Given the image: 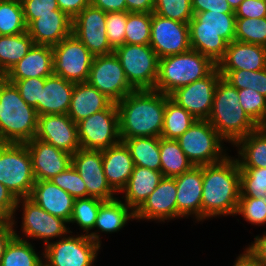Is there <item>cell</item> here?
<instances>
[{
    "label": "cell",
    "instance_id": "cell-1",
    "mask_svg": "<svg viewBox=\"0 0 266 266\" xmlns=\"http://www.w3.org/2000/svg\"><path fill=\"white\" fill-rule=\"evenodd\" d=\"M169 95L155 89L133 90L116 103L120 139L161 137Z\"/></svg>",
    "mask_w": 266,
    "mask_h": 266
},
{
    "label": "cell",
    "instance_id": "cell-2",
    "mask_svg": "<svg viewBox=\"0 0 266 266\" xmlns=\"http://www.w3.org/2000/svg\"><path fill=\"white\" fill-rule=\"evenodd\" d=\"M202 222L220 216H235L240 197V168L236 157L202 165Z\"/></svg>",
    "mask_w": 266,
    "mask_h": 266
},
{
    "label": "cell",
    "instance_id": "cell-3",
    "mask_svg": "<svg viewBox=\"0 0 266 266\" xmlns=\"http://www.w3.org/2000/svg\"><path fill=\"white\" fill-rule=\"evenodd\" d=\"M189 21L191 49L211 58L216 64L225 56L235 37V13L205 11L193 13Z\"/></svg>",
    "mask_w": 266,
    "mask_h": 266
},
{
    "label": "cell",
    "instance_id": "cell-4",
    "mask_svg": "<svg viewBox=\"0 0 266 266\" xmlns=\"http://www.w3.org/2000/svg\"><path fill=\"white\" fill-rule=\"evenodd\" d=\"M38 114L16 86L0 77V143L25 144L35 138Z\"/></svg>",
    "mask_w": 266,
    "mask_h": 266
},
{
    "label": "cell",
    "instance_id": "cell-5",
    "mask_svg": "<svg viewBox=\"0 0 266 266\" xmlns=\"http://www.w3.org/2000/svg\"><path fill=\"white\" fill-rule=\"evenodd\" d=\"M225 143L234 145L259 126L240 106L238 89L223 77L215 88L213 106L207 119Z\"/></svg>",
    "mask_w": 266,
    "mask_h": 266
},
{
    "label": "cell",
    "instance_id": "cell-6",
    "mask_svg": "<svg viewBox=\"0 0 266 266\" xmlns=\"http://www.w3.org/2000/svg\"><path fill=\"white\" fill-rule=\"evenodd\" d=\"M217 64L202 53L190 49L159 59L155 90L169 95L175 89L208 76Z\"/></svg>",
    "mask_w": 266,
    "mask_h": 266
},
{
    "label": "cell",
    "instance_id": "cell-7",
    "mask_svg": "<svg viewBox=\"0 0 266 266\" xmlns=\"http://www.w3.org/2000/svg\"><path fill=\"white\" fill-rule=\"evenodd\" d=\"M19 208H21L20 211L23 210L21 215L22 234L17 233L18 231L15 229L18 224L16 221V212L19 211ZM11 224L13 226L15 237L28 241H30V239L41 240L43 241L42 246L44 247L50 242H53L54 238L57 240V238H64L69 233H73V231L70 230L71 227H69L67 221L49 214L30 198L17 199L15 213L12 216Z\"/></svg>",
    "mask_w": 266,
    "mask_h": 266
},
{
    "label": "cell",
    "instance_id": "cell-8",
    "mask_svg": "<svg viewBox=\"0 0 266 266\" xmlns=\"http://www.w3.org/2000/svg\"><path fill=\"white\" fill-rule=\"evenodd\" d=\"M36 180L26 144L0 143V183L16 198H28Z\"/></svg>",
    "mask_w": 266,
    "mask_h": 266
},
{
    "label": "cell",
    "instance_id": "cell-9",
    "mask_svg": "<svg viewBox=\"0 0 266 266\" xmlns=\"http://www.w3.org/2000/svg\"><path fill=\"white\" fill-rule=\"evenodd\" d=\"M176 140L194 166L214 164L229 155L225 141L208 120H196Z\"/></svg>",
    "mask_w": 266,
    "mask_h": 266
},
{
    "label": "cell",
    "instance_id": "cell-10",
    "mask_svg": "<svg viewBox=\"0 0 266 266\" xmlns=\"http://www.w3.org/2000/svg\"><path fill=\"white\" fill-rule=\"evenodd\" d=\"M134 90L155 89L159 72V57L149 44H124L114 49Z\"/></svg>",
    "mask_w": 266,
    "mask_h": 266
},
{
    "label": "cell",
    "instance_id": "cell-11",
    "mask_svg": "<svg viewBox=\"0 0 266 266\" xmlns=\"http://www.w3.org/2000/svg\"><path fill=\"white\" fill-rule=\"evenodd\" d=\"M69 233L43 249V261L49 266H95L102 249L87 235Z\"/></svg>",
    "mask_w": 266,
    "mask_h": 266
},
{
    "label": "cell",
    "instance_id": "cell-12",
    "mask_svg": "<svg viewBox=\"0 0 266 266\" xmlns=\"http://www.w3.org/2000/svg\"><path fill=\"white\" fill-rule=\"evenodd\" d=\"M80 147L87 150H104L121 141L119 115L116 103L77 123Z\"/></svg>",
    "mask_w": 266,
    "mask_h": 266
},
{
    "label": "cell",
    "instance_id": "cell-13",
    "mask_svg": "<svg viewBox=\"0 0 266 266\" xmlns=\"http://www.w3.org/2000/svg\"><path fill=\"white\" fill-rule=\"evenodd\" d=\"M53 74L73 83L87 82L94 55L73 34L52 47Z\"/></svg>",
    "mask_w": 266,
    "mask_h": 266
},
{
    "label": "cell",
    "instance_id": "cell-14",
    "mask_svg": "<svg viewBox=\"0 0 266 266\" xmlns=\"http://www.w3.org/2000/svg\"><path fill=\"white\" fill-rule=\"evenodd\" d=\"M87 82L113 103H118L134 90L114 52L94 56Z\"/></svg>",
    "mask_w": 266,
    "mask_h": 266
},
{
    "label": "cell",
    "instance_id": "cell-15",
    "mask_svg": "<svg viewBox=\"0 0 266 266\" xmlns=\"http://www.w3.org/2000/svg\"><path fill=\"white\" fill-rule=\"evenodd\" d=\"M220 77L221 74L216 67L208 76L175 89L169 97L197 120H207L212 110L214 92Z\"/></svg>",
    "mask_w": 266,
    "mask_h": 266
},
{
    "label": "cell",
    "instance_id": "cell-16",
    "mask_svg": "<svg viewBox=\"0 0 266 266\" xmlns=\"http://www.w3.org/2000/svg\"><path fill=\"white\" fill-rule=\"evenodd\" d=\"M150 47L159 59L191 49L189 25L152 13Z\"/></svg>",
    "mask_w": 266,
    "mask_h": 266
},
{
    "label": "cell",
    "instance_id": "cell-17",
    "mask_svg": "<svg viewBox=\"0 0 266 266\" xmlns=\"http://www.w3.org/2000/svg\"><path fill=\"white\" fill-rule=\"evenodd\" d=\"M72 34L94 55L114 52L106 34V12L91 4L72 19Z\"/></svg>",
    "mask_w": 266,
    "mask_h": 266
},
{
    "label": "cell",
    "instance_id": "cell-18",
    "mask_svg": "<svg viewBox=\"0 0 266 266\" xmlns=\"http://www.w3.org/2000/svg\"><path fill=\"white\" fill-rule=\"evenodd\" d=\"M71 165L79 173L86 184L87 197L103 201L117 197L110 187L104 174L102 150H87L79 148L71 158Z\"/></svg>",
    "mask_w": 266,
    "mask_h": 266
},
{
    "label": "cell",
    "instance_id": "cell-19",
    "mask_svg": "<svg viewBox=\"0 0 266 266\" xmlns=\"http://www.w3.org/2000/svg\"><path fill=\"white\" fill-rule=\"evenodd\" d=\"M35 138L70 154L80 147L77 124L68 114H46L38 116Z\"/></svg>",
    "mask_w": 266,
    "mask_h": 266
},
{
    "label": "cell",
    "instance_id": "cell-20",
    "mask_svg": "<svg viewBox=\"0 0 266 266\" xmlns=\"http://www.w3.org/2000/svg\"><path fill=\"white\" fill-rule=\"evenodd\" d=\"M177 188L175 178L163 177L154 192L135 211L138 221H165L177 219Z\"/></svg>",
    "mask_w": 266,
    "mask_h": 266
},
{
    "label": "cell",
    "instance_id": "cell-21",
    "mask_svg": "<svg viewBox=\"0 0 266 266\" xmlns=\"http://www.w3.org/2000/svg\"><path fill=\"white\" fill-rule=\"evenodd\" d=\"M177 188V218L193 217L202 221L203 174L202 165L174 177Z\"/></svg>",
    "mask_w": 266,
    "mask_h": 266
},
{
    "label": "cell",
    "instance_id": "cell-22",
    "mask_svg": "<svg viewBox=\"0 0 266 266\" xmlns=\"http://www.w3.org/2000/svg\"><path fill=\"white\" fill-rule=\"evenodd\" d=\"M32 160L36 181L50 180L71 166L72 154L33 138L25 143Z\"/></svg>",
    "mask_w": 266,
    "mask_h": 266
},
{
    "label": "cell",
    "instance_id": "cell-23",
    "mask_svg": "<svg viewBox=\"0 0 266 266\" xmlns=\"http://www.w3.org/2000/svg\"><path fill=\"white\" fill-rule=\"evenodd\" d=\"M27 32L34 44L53 47L72 34V19L60 9L54 10L53 14L39 15Z\"/></svg>",
    "mask_w": 266,
    "mask_h": 266
},
{
    "label": "cell",
    "instance_id": "cell-24",
    "mask_svg": "<svg viewBox=\"0 0 266 266\" xmlns=\"http://www.w3.org/2000/svg\"><path fill=\"white\" fill-rule=\"evenodd\" d=\"M135 219V211L127 206L119 197L103 201L98 210L94 231L87 236L102 246L101 234H112L122 230L129 221ZM101 233V234H100Z\"/></svg>",
    "mask_w": 266,
    "mask_h": 266
},
{
    "label": "cell",
    "instance_id": "cell-25",
    "mask_svg": "<svg viewBox=\"0 0 266 266\" xmlns=\"http://www.w3.org/2000/svg\"><path fill=\"white\" fill-rule=\"evenodd\" d=\"M53 74V50L51 46L37 45L17 62L3 77L7 81L27 78H46Z\"/></svg>",
    "mask_w": 266,
    "mask_h": 266
},
{
    "label": "cell",
    "instance_id": "cell-26",
    "mask_svg": "<svg viewBox=\"0 0 266 266\" xmlns=\"http://www.w3.org/2000/svg\"><path fill=\"white\" fill-rule=\"evenodd\" d=\"M102 162L110 187L121 194L134 169V161L123 141L102 150Z\"/></svg>",
    "mask_w": 266,
    "mask_h": 266
},
{
    "label": "cell",
    "instance_id": "cell-27",
    "mask_svg": "<svg viewBox=\"0 0 266 266\" xmlns=\"http://www.w3.org/2000/svg\"><path fill=\"white\" fill-rule=\"evenodd\" d=\"M219 70L259 71L266 68L265 47L236 40L228 43L225 56L218 62Z\"/></svg>",
    "mask_w": 266,
    "mask_h": 266
},
{
    "label": "cell",
    "instance_id": "cell-28",
    "mask_svg": "<svg viewBox=\"0 0 266 266\" xmlns=\"http://www.w3.org/2000/svg\"><path fill=\"white\" fill-rule=\"evenodd\" d=\"M28 198L49 214L69 223L75 199L51 181H36Z\"/></svg>",
    "mask_w": 266,
    "mask_h": 266
},
{
    "label": "cell",
    "instance_id": "cell-29",
    "mask_svg": "<svg viewBox=\"0 0 266 266\" xmlns=\"http://www.w3.org/2000/svg\"><path fill=\"white\" fill-rule=\"evenodd\" d=\"M75 83L52 74L46 77L41 87L39 116L46 114H67Z\"/></svg>",
    "mask_w": 266,
    "mask_h": 266
},
{
    "label": "cell",
    "instance_id": "cell-30",
    "mask_svg": "<svg viewBox=\"0 0 266 266\" xmlns=\"http://www.w3.org/2000/svg\"><path fill=\"white\" fill-rule=\"evenodd\" d=\"M112 101L88 82L75 83L68 116L77 124L88 116L106 109Z\"/></svg>",
    "mask_w": 266,
    "mask_h": 266
},
{
    "label": "cell",
    "instance_id": "cell-31",
    "mask_svg": "<svg viewBox=\"0 0 266 266\" xmlns=\"http://www.w3.org/2000/svg\"><path fill=\"white\" fill-rule=\"evenodd\" d=\"M161 171L134 166L127 185L121 191L122 201L136 211L151 195L163 179Z\"/></svg>",
    "mask_w": 266,
    "mask_h": 266
},
{
    "label": "cell",
    "instance_id": "cell-32",
    "mask_svg": "<svg viewBox=\"0 0 266 266\" xmlns=\"http://www.w3.org/2000/svg\"><path fill=\"white\" fill-rule=\"evenodd\" d=\"M239 168H266V131L258 127L233 146Z\"/></svg>",
    "mask_w": 266,
    "mask_h": 266
},
{
    "label": "cell",
    "instance_id": "cell-33",
    "mask_svg": "<svg viewBox=\"0 0 266 266\" xmlns=\"http://www.w3.org/2000/svg\"><path fill=\"white\" fill-rule=\"evenodd\" d=\"M123 142L130 151L135 166L161 171L160 137H134Z\"/></svg>",
    "mask_w": 266,
    "mask_h": 266
},
{
    "label": "cell",
    "instance_id": "cell-34",
    "mask_svg": "<svg viewBox=\"0 0 266 266\" xmlns=\"http://www.w3.org/2000/svg\"><path fill=\"white\" fill-rule=\"evenodd\" d=\"M29 33L0 35V77L19 62L33 46Z\"/></svg>",
    "mask_w": 266,
    "mask_h": 266
},
{
    "label": "cell",
    "instance_id": "cell-35",
    "mask_svg": "<svg viewBox=\"0 0 266 266\" xmlns=\"http://www.w3.org/2000/svg\"><path fill=\"white\" fill-rule=\"evenodd\" d=\"M161 173L174 178L190 170L194 165L187 158L177 140L160 137Z\"/></svg>",
    "mask_w": 266,
    "mask_h": 266
},
{
    "label": "cell",
    "instance_id": "cell-36",
    "mask_svg": "<svg viewBox=\"0 0 266 266\" xmlns=\"http://www.w3.org/2000/svg\"><path fill=\"white\" fill-rule=\"evenodd\" d=\"M41 252H37L34 243L14 236L6 246L0 266H39L43 262Z\"/></svg>",
    "mask_w": 266,
    "mask_h": 266
},
{
    "label": "cell",
    "instance_id": "cell-37",
    "mask_svg": "<svg viewBox=\"0 0 266 266\" xmlns=\"http://www.w3.org/2000/svg\"><path fill=\"white\" fill-rule=\"evenodd\" d=\"M197 119L170 98L166 101L161 137L178 139Z\"/></svg>",
    "mask_w": 266,
    "mask_h": 266
},
{
    "label": "cell",
    "instance_id": "cell-38",
    "mask_svg": "<svg viewBox=\"0 0 266 266\" xmlns=\"http://www.w3.org/2000/svg\"><path fill=\"white\" fill-rule=\"evenodd\" d=\"M27 31L20 0H0V35H16Z\"/></svg>",
    "mask_w": 266,
    "mask_h": 266
},
{
    "label": "cell",
    "instance_id": "cell-39",
    "mask_svg": "<svg viewBox=\"0 0 266 266\" xmlns=\"http://www.w3.org/2000/svg\"><path fill=\"white\" fill-rule=\"evenodd\" d=\"M103 200L93 197L76 198L73 204V211L70 223L79 227V230H83L82 234L88 235L91 230H94V226L97 219L98 210ZM81 228V229H80Z\"/></svg>",
    "mask_w": 266,
    "mask_h": 266
},
{
    "label": "cell",
    "instance_id": "cell-40",
    "mask_svg": "<svg viewBox=\"0 0 266 266\" xmlns=\"http://www.w3.org/2000/svg\"><path fill=\"white\" fill-rule=\"evenodd\" d=\"M221 77L234 88L241 90L250 88L266 97V68L259 71L219 70Z\"/></svg>",
    "mask_w": 266,
    "mask_h": 266
},
{
    "label": "cell",
    "instance_id": "cell-41",
    "mask_svg": "<svg viewBox=\"0 0 266 266\" xmlns=\"http://www.w3.org/2000/svg\"><path fill=\"white\" fill-rule=\"evenodd\" d=\"M152 13L127 12L125 43L146 45L150 43Z\"/></svg>",
    "mask_w": 266,
    "mask_h": 266
},
{
    "label": "cell",
    "instance_id": "cell-42",
    "mask_svg": "<svg viewBox=\"0 0 266 266\" xmlns=\"http://www.w3.org/2000/svg\"><path fill=\"white\" fill-rule=\"evenodd\" d=\"M234 40L266 47V17L236 18Z\"/></svg>",
    "mask_w": 266,
    "mask_h": 266
},
{
    "label": "cell",
    "instance_id": "cell-43",
    "mask_svg": "<svg viewBox=\"0 0 266 266\" xmlns=\"http://www.w3.org/2000/svg\"><path fill=\"white\" fill-rule=\"evenodd\" d=\"M266 197V168H240V197Z\"/></svg>",
    "mask_w": 266,
    "mask_h": 266
},
{
    "label": "cell",
    "instance_id": "cell-44",
    "mask_svg": "<svg viewBox=\"0 0 266 266\" xmlns=\"http://www.w3.org/2000/svg\"><path fill=\"white\" fill-rule=\"evenodd\" d=\"M153 13L181 23H189L194 15L191 0H155Z\"/></svg>",
    "mask_w": 266,
    "mask_h": 266
},
{
    "label": "cell",
    "instance_id": "cell-45",
    "mask_svg": "<svg viewBox=\"0 0 266 266\" xmlns=\"http://www.w3.org/2000/svg\"><path fill=\"white\" fill-rule=\"evenodd\" d=\"M238 96L240 106L260 126L266 117V97L250 88L238 90Z\"/></svg>",
    "mask_w": 266,
    "mask_h": 266
},
{
    "label": "cell",
    "instance_id": "cell-46",
    "mask_svg": "<svg viewBox=\"0 0 266 266\" xmlns=\"http://www.w3.org/2000/svg\"><path fill=\"white\" fill-rule=\"evenodd\" d=\"M49 181L69 193L74 199L87 198V188L79 173L71 165Z\"/></svg>",
    "mask_w": 266,
    "mask_h": 266
},
{
    "label": "cell",
    "instance_id": "cell-47",
    "mask_svg": "<svg viewBox=\"0 0 266 266\" xmlns=\"http://www.w3.org/2000/svg\"><path fill=\"white\" fill-rule=\"evenodd\" d=\"M241 215L251 225L266 224V197L239 198L236 216Z\"/></svg>",
    "mask_w": 266,
    "mask_h": 266
},
{
    "label": "cell",
    "instance_id": "cell-48",
    "mask_svg": "<svg viewBox=\"0 0 266 266\" xmlns=\"http://www.w3.org/2000/svg\"><path fill=\"white\" fill-rule=\"evenodd\" d=\"M127 12L116 11L106 13V34L113 49L125 44V27Z\"/></svg>",
    "mask_w": 266,
    "mask_h": 266
},
{
    "label": "cell",
    "instance_id": "cell-49",
    "mask_svg": "<svg viewBox=\"0 0 266 266\" xmlns=\"http://www.w3.org/2000/svg\"><path fill=\"white\" fill-rule=\"evenodd\" d=\"M46 78H27L17 81H9L18 89L22 99L36 109L39 116V101H41V87H44Z\"/></svg>",
    "mask_w": 266,
    "mask_h": 266
},
{
    "label": "cell",
    "instance_id": "cell-50",
    "mask_svg": "<svg viewBox=\"0 0 266 266\" xmlns=\"http://www.w3.org/2000/svg\"><path fill=\"white\" fill-rule=\"evenodd\" d=\"M23 8L24 19L27 27L39 15L53 14L54 10H58L57 0H20Z\"/></svg>",
    "mask_w": 266,
    "mask_h": 266
},
{
    "label": "cell",
    "instance_id": "cell-51",
    "mask_svg": "<svg viewBox=\"0 0 266 266\" xmlns=\"http://www.w3.org/2000/svg\"><path fill=\"white\" fill-rule=\"evenodd\" d=\"M236 18H263L266 17V1L243 0L235 10Z\"/></svg>",
    "mask_w": 266,
    "mask_h": 266
},
{
    "label": "cell",
    "instance_id": "cell-52",
    "mask_svg": "<svg viewBox=\"0 0 266 266\" xmlns=\"http://www.w3.org/2000/svg\"><path fill=\"white\" fill-rule=\"evenodd\" d=\"M193 13L213 11L220 13H235L227 0H191Z\"/></svg>",
    "mask_w": 266,
    "mask_h": 266
},
{
    "label": "cell",
    "instance_id": "cell-53",
    "mask_svg": "<svg viewBox=\"0 0 266 266\" xmlns=\"http://www.w3.org/2000/svg\"><path fill=\"white\" fill-rule=\"evenodd\" d=\"M17 199L0 183V212L11 221L15 213Z\"/></svg>",
    "mask_w": 266,
    "mask_h": 266
},
{
    "label": "cell",
    "instance_id": "cell-54",
    "mask_svg": "<svg viewBox=\"0 0 266 266\" xmlns=\"http://www.w3.org/2000/svg\"><path fill=\"white\" fill-rule=\"evenodd\" d=\"M59 9L74 19L84 8L90 5L91 0H57Z\"/></svg>",
    "mask_w": 266,
    "mask_h": 266
},
{
    "label": "cell",
    "instance_id": "cell-55",
    "mask_svg": "<svg viewBox=\"0 0 266 266\" xmlns=\"http://www.w3.org/2000/svg\"><path fill=\"white\" fill-rule=\"evenodd\" d=\"M246 248L263 266H266V231L262 236H254V242Z\"/></svg>",
    "mask_w": 266,
    "mask_h": 266
},
{
    "label": "cell",
    "instance_id": "cell-56",
    "mask_svg": "<svg viewBox=\"0 0 266 266\" xmlns=\"http://www.w3.org/2000/svg\"><path fill=\"white\" fill-rule=\"evenodd\" d=\"M92 6L102 9L104 12H127L125 0H91Z\"/></svg>",
    "mask_w": 266,
    "mask_h": 266
},
{
    "label": "cell",
    "instance_id": "cell-57",
    "mask_svg": "<svg viewBox=\"0 0 266 266\" xmlns=\"http://www.w3.org/2000/svg\"><path fill=\"white\" fill-rule=\"evenodd\" d=\"M127 12L153 13L155 0H125Z\"/></svg>",
    "mask_w": 266,
    "mask_h": 266
},
{
    "label": "cell",
    "instance_id": "cell-58",
    "mask_svg": "<svg viewBox=\"0 0 266 266\" xmlns=\"http://www.w3.org/2000/svg\"><path fill=\"white\" fill-rule=\"evenodd\" d=\"M14 236L15 235L11 221H8L5 224H0V265L6 246Z\"/></svg>",
    "mask_w": 266,
    "mask_h": 266
},
{
    "label": "cell",
    "instance_id": "cell-59",
    "mask_svg": "<svg viewBox=\"0 0 266 266\" xmlns=\"http://www.w3.org/2000/svg\"><path fill=\"white\" fill-rule=\"evenodd\" d=\"M233 266H263L248 250L244 249V252L239 254L233 263Z\"/></svg>",
    "mask_w": 266,
    "mask_h": 266
},
{
    "label": "cell",
    "instance_id": "cell-60",
    "mask_svg": "<svg viewBox=\"0 0 266 266\" xmlns=\"http://www.w3.org/2000/svg\"><path fill=\"white\" fill-rule=\"evenodd\" d=\"M243 0H227L232 10L235 12V10L239 7L240 3Z\"/></svg>",
    "mask_w": 266,
    "mask_h": 266
},
{
    "label": "cell",
    "instance_id": "cell-61",
    "mask_svg": "<svg viewBox=\"0 0 266 266\" xmlns=\"http://www.w3.org/2000/svg\"><path fill=\"white\" fill-rule=\"evenodd\" d=\"M9 220L0 212V224H5Z\"/></svg>",
    "mask_w": 266,
    "mask_h": 266
},
{
    "label": "cell",
    "instance_id": "cell-62",
    "mask_svg": "<svg viewBox=\"0 0 266 266\" xmlns=\"http://www.w3.org/2000/svg\"><path fill=\"white\" fill-rule=\"evenodd\" d=\"M259 127L266 131V117H265L264 121L262 122V124Z\"/></svg>",
    "mask_w": 266,
    "mask_h": 266
},
{
    "label": "cell",
    "instance_id": "cell-63",
    "mask_svg": "<svg viewBox=\"0 0 266 266\" xmlns=\"http://www.w3.org/2000/svg\"><path fill=\"white\" fill-rule=\"evenodd\" d=\"M39 266H49L45 261H43Z\"/></svg>",
    "mask_w": 266,
    "mask_h": 266
}]
</instances>
